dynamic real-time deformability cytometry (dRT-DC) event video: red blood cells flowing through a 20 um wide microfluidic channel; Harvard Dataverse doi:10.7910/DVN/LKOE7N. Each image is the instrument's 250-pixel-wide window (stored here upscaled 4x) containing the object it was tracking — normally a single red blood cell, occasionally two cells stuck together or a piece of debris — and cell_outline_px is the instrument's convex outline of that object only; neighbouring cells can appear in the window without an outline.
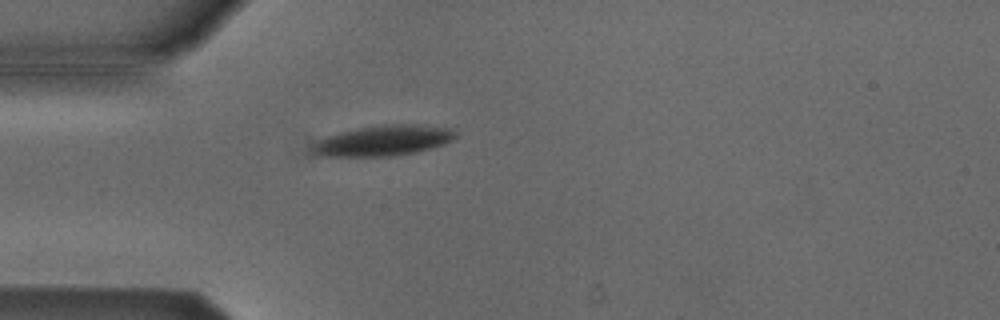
{"species": "Egyptian fruit bat (a non-hibernating species)", "species_latin": "Rousettus aegyptiacus", "temperature_condition": "cold", "stored_images_in_passage": 40, "camera_frame_rate_fps": 3000, "um_per_image_px": 0.085, "animal": {"sex": "male"}, "frame": {"image": 1, "passage_image": 1, "time_ms": 0.0, "image_size_px": [1000, 320], "cell_outline_px": [[456, 136], [452, 140], [444, 144], [432, 148], [416, 152], [396, 156], [312, 156], [312, 144], [316, 140], [340, 132], [380, 124], [424, 124], [452, 128], [456, 132]], "centroid_in_image_um": [32.59, 11.95], "position_along_channel_um": 52.4, "area_um2": 25.78}}
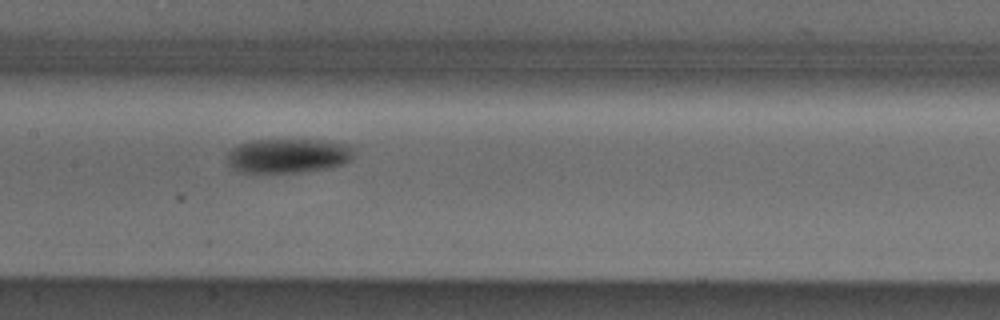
{"frame": {"image": 2, "passage_image": 12, "time_ms": 3.667, "image_size_px": [1000, 320], "cell_outline_px": [[356, 156], [344, 164], [332, 168], [300, 172], [240, 172], [232, 168], [228, 164], [228, 152], [236, 144], [252, 140], [328, 140], [352, 144]], "centroid_in_image_um": [24.57, 13.22], "position_along_channel_um": 182.8, "area_um2": 25.95}}
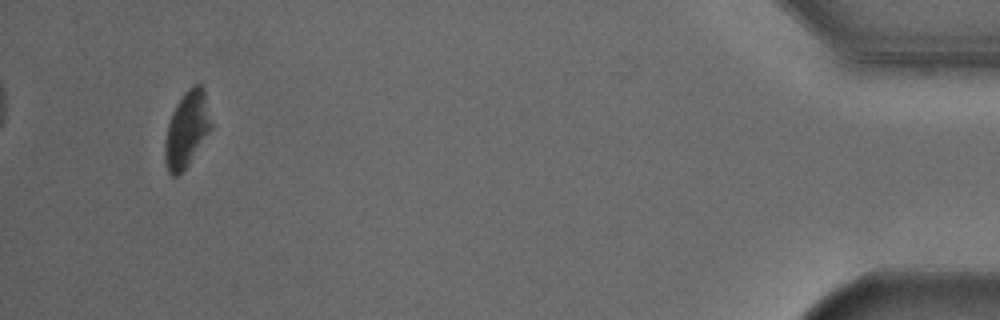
{"frame": {"image": 3, "passage_image": 37, "time_ms": 12.0, "image_size_px": [1000, 320], "cell_outline_px": [[212, 124], [208, 132], [188, 164], [176, 176], [172, 176], [168, 172], [164, 156], [164, 144], [168, 124], [172, 112], [176, 104], [184, 92], [188, 88], [196, 84], [200, 84], [204, 88]], "centroid_in_image_um": [15.86, 10.96], "position_along_channel_um": 419.3, "area_um2": 20.0}, "authors_computed_cell_mechanics": {"area_um2": 24.1604, "velocity_mm_per_s": 3.7972, "shape_relaxation_time_tau1_ms": 1.7509, "shape_relaxation_time_tau2_ms": null, "deformation_change_tau1": 0.1036, "deformation_change_tau2": null}}